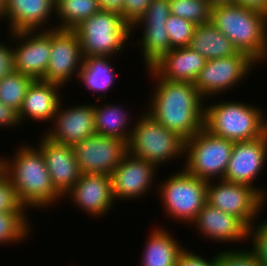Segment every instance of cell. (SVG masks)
Instances as JSON below:
<instances>
[{"mask_svg": "<svg viewBox=\"0 0 267 266\" xmlns=\"http://www.w3.org/2000/svg\"><path fill=\"white\" fill-rule=\"evenodd\" d=\"M170 14L169 0H152L145 14L132 26V31L139 26H142V28L166 26Z\"/></svg>", "mask_w": 267, "mask_h": 266, "instance_id": "obj_33", "label": "cell"}, {"mask_svg": "<svg viewBox=\"0 0 267 266\" xmlns=\"http://www.w3.org/2000/svg\"><path fill=\"white\" fill-rule=\"evenodd\" d=\"M236 3L244 7L260 10L267 14V0H236Z\"/></svg>", "mask_w": 267, "mask_h": 266, "instance_id": "obj_42", "label": "cell"}, {"mask_svg": "<svg viewBox=\"0 0 267 266\" xmlns=\"http://www.w3.org/2000/svg\"><path fill=\"white\" fill-rule=\"evenodd\" d=\"M256 65L259 64L243 52L230 57L207 60L195 80L194 86L208 100L213 95L216 97V95L227 90L231 91L236 85L243 83L247 79L248 73H251Z\"/></svg>", "mask_w": 267, "mask_h": 266, "instance_id": "obj_10", "label": "cell"}, {"mask_svg": "<svg viewBox=\"0 0 267 266\" xmlns=\"http://www.w3.org/2000/svg\"><path fill=\"white\" fill-rule=\"evenodd\" d=\"M109 59L111 57H84L82 68L77 78L86 89L88 88L98 96L97 101L103 100L105 93L110 91V88L115 83V77L118 76ZM101 92L104 94L100 95Z\"/></svg>", "mask_w": 267, "mask_h": 266, "instance_id": "obj_25", "label": "cell"}, {"mask_svg": "<svg viewBox=\"0 0 267 266\" xmlns=\"http://www.w3.org/2000/svg\"><path fill=\"white\" fill-rule=\"evenodd\" d=\"M205 238L219 243H233L249 240V228L236 216L225 213L207 202L191 224ZM242 241V242H241Z\"/></svg>", "mask_w": 267, "mask_h": 266, "instance_id": "obj_19", "label": "cell"}, {"mask_svg": "<svg viewBox=\"0 0 267 266\" xmlns=\"http://www.w3.org/2000/svg\"><path fill=\"white\" fill-rule=\"evenodd\" d=\"M28 212L0 213V245L21 243L33 231L30 229Z\"/></svg>", "mask_w": 267, "mask_h": 266, "instance_id": "obj_30", "label": "cell"}, {"mask_svg": "<svg viewBox=\"0 0 267 266\" xmlns=\"http://www.w3.org/2000/svg\"><path fill=\"white\" fill-rule=\"evenodd\" d=\"M61 86L43 80H34L28 87L22 108L18 113L23 124L27 119L35 122L53 121L57 108L62 101ZM26 118V119H25ZM24 120V121H23Z\"/></svg>", "mask_w": 267, "mask_h": 266, "instance_id": "obj_21", "label": "cell"}, {"mask_svg": "<svg viewBox=\"0 0 267 266\" xmlns=\"http://www.w3.org/2000/svg\"><path fill=\"white\" fill-rule=\"evenodd\" d=\"M40 137L37 148L43 155L54 189L64 197L82 175L74 148L53 142L43 134Z\"/></svg>", "mask_w": 267, "mask_h": 266, "instance_id": "obj_18", "label": "cell"}, {"mask_svg": "<svg viewBox=\"0 0 267 266\" xmlns=\"http://www.w3.org/2000/svg\"><path fill=\"white\" fill-rule=\"evenodd\" d=\"M84 57H116L132 36V27L121 14L100 10L73 29Z\"/></svg>", "mask_w": 267, "mask_h": 266, "instance_id": "obj_5", "label": "cell"}, {"mask_svg": "<svg viewBox=\"0 0 267 266\" xmlns=\"http://www.w3.org/2000/svg\"><path fill=\"white\" fill-rule=\"evenodd\" d=\"M172 15L184 18L195 25L211 22L213 6L209 0H169Z\"/></svg>", "mask_w": 267, "mask_h": 266, "instance_id": "obj_31", "label": "cell"}, {"mask_svg": "<svg viewBox=\"0 0 267 266\" xmlns=\"http://www.w3.org/2000/svg\"><path fill=\"white\" fill-rule=\"evenodd\" d=\"M98 0H61L56 5V16L61 24L58 29L73 30L82 21L100 11Z\"/></svg>", "mask_w": 267, "mask_h": 266, "instance_id": "obj_27", "label": "cell"}, {"mask_svg": "<svg viewBox=\"0 0 267 266\" xmlns=\"http://www.w3.org/2000/svg\"><path fill=\"white\" fill-rule=\"evenodd\" d=\"M6 16V8H5V0H0V21H5Z\"/></svg>", "mask_w": 267, "mask_h": 266, "instance_id": "obj_44", "label": "cell"}, {"mask_svg": "<svg viewBox=\"0 0 267 266\" xmlns=\"http://www.w3.org/2000/svg\"><path fill=\"white\" fill-rule=\"evenodd\" d=\"M156 171L153 163L127 153L111 174L114 199L134 201L145 196L154 186Z\"/></svg>", "mask_w": 267, "mask_h": 266, "instance_id": "obj_16", "label": "cell"}, {"mask_svg": "<svg viewBox=\"0 0 267 266\" xmlns=\"http://www.w3.org/2000/svg\"><path fill=\"white\" fill-rule=\"evenodd\" d=\"M234 142L211 134L204 127L185 141L184 169L199 179H224ZM216 178V179H215Z\"/></svg>", "mask_w": 267, "mask_h": 266, "instance_id": "obj_8", "label": "cell"}, {"mask_svg": "<svg viewBox=\"0 0 267 266\" xmlns=\"http://www.w3.org/2000/svg\"><path fill=\"white\" fill-rule=\"evenodd\" d=\"M152 0H125L120 13L123 20L131 27L145 14Z\"/></svg>", "mask_w": 267, "mask_h": 266, "instance_id": "obj_37", "label": "cell"}, {"mask_svg": "<svg viewBox=\"0 0 267 266\" xmlns=\"http://www.w3.org/2000/svg\"><path fill=\"white\" fill-rule=\"evenodd\" d=\"M264 115L256 105L240 100H219L205 106L204 128L232 142L252 140L267 132V117Z\"/></svg>", "mask_w": 267, "mask_h": 266, "instance_id": "obj_4", "label": "cell"}, {"mask_svg": "<svg viewBox=\"0 0 267 266\" xmlns=\"http://www.w3.org/2000/svg\"><path fill=\"white\" fill-rule=\"evenodd\" d=\"M5 172L0 168V213L26 212Z\"/></svg>", "mask_w": 267, "mask_h": 266, "instance_id": "obj_35", "label": "cell"}, {"mask_svg": "<svg viewBox=\"0 0 267 266\" xmlns=\"http://www.w3.org/2000/svg\"><path fill=\"white\" fill-rule=\"evenodd\" d=\"M258 221L249 228V237L252 247H249L259 262L267 266V219Z\"/></svg>", "mask_w": 267, "mask_h": 266, "instance_id": "obj_36", "label": "cell"}, {"mask_svg": "<svg viewBox=\"0 0 267 266\" xmlns=\"http://www.w3.org/2000/svg\"><path fill=\"white\" fill-rule=\"evenodd\" d=\"M143 35L140 36L139 46L144 57L145 68H151L164 55L171 50V42L166 30L163 27H144ZM142 47V48H141Z\"/></svg>", "mask_w": 267, "mask_h": 266, "instance_id": "obj_28", "label": "cell"}, {"mask_svg": "<svg viewBox=\"0 0 267 266\" xmlns=\"http://www.w3.org/2000/svg\"><path fill=\"white\" fill-rule=\"evenodd\" d=\"M149 231L151 234L141 254L140 266H175L179 254L184 250L181 243L161 225Z\"/></svg>", "mask_w": 267, "mask_h": 266, "instance_id": "obj_23", "label": "cell"}, {"mask_svg": "<svg viewBox=\"0 0 267 266\" xmlns=\"http://www.w3.org/2000/svg\"><path fill=\"white\" fill-rule=\"evenodd\" d=\"M73 148L82 174L111 176L128 153L126 141L98 134L76 143Z\"/></svg>", "mask_w": 267, "mask_h": 266, "instance_id": "obj_12", "label": "cell"}, {"mask_svg": "<svg viewBox=\"0 0 267 266\" xmlns=\"http://www.w3.org/2000/svg\"><path fill=\"white\" fill-rule=\"evenodd\" d=\"M206 202L221 211L239 218L248 228L265 208V199L255 188L249 185L219 179L207 182Z\"/></svg>", "mask_w": 267, "mask_h": 266, "instance_id": "obj_9", "label": "cell"}, {"mask_svg": "<svg viewBox=\"0 0 267 266\" xmlns=\"http://www.w3.org/2000/svg\"><path fill=\"white\" fill-rule=\"evenodd\" d=\"M21 126L19 121L18 112L13 108L6 106L4 103L0 102V127L11 128V127Z\"/></svg>", "mask_w": 267, "mask_h": 266, "instance_id": "obj_40", "label": "cell"}, {"mask_svg": "<svg viewBox=\"0 0 267 266\" xmlns=\"http://www.w3.org/2000/svg\"><path fill=\"white\" fill-rule=\"evenodd\" d=\"M212 24L237 48L258 64L267 58V14L240 4L212 8ZM265 60V61H264Z\"/></svg>", "mask_w": 267, "mask_h": 266, "instance_id": "obj_3", "label": "cell"}, {"mask_svg": "<svg viewBox=\"0 0 267 266\" xmlns=\"http://www.w3.org/2000/svg\"><path fill=\"white\" fill-rule=\"evenodd\" d=\"M34 79L28 75L13 71L0 80V102L19 113L28 87Z\"/></svg>", "mask_w": 267, "mask_h": 266, "instance_id": "obj_29", "label": "cell"}, {"mask_svg": "<svg viewBox=\"0 0 267 266\" xmlns=\"http://www.w3.org/2000/svg\"><path fill=\"white\" fill-rule=\"evenodd\" d=\"M160 181L156 193L160 196L166 217L192 224L207 199V181L188 173L184 168ZM158 190V191H157Z\"/></svg>", "mask_w": 267, "mask_h": 266, "instance_id": "obj_7", "label": "cell"}, {"mask_svg": "<svg viewBox=\"0 0 267 266\" xmlns=\"http://www.w3.org/2000/svg\"><path fill=\"white\" fill-rule=\"evenodd\" d=\"M99 105V103L94 105L96 134L115 137L128 143L133 130V126L130 123L134 121L130 118L133 117L129 115L122 105H110L109 103Z\"/></svg>", "mask_w": 267, "mask_h": 266, "instance_id": "obj_26", "label": "cell"}, {"mask_svg": "<svg viewBox=\"0 0 267 266\" xmlns=\"http://www.w3.org/2000/svg\"><path fill=\"white\" fill-rule=\"evenodd\" d=\"M14 154L13 159L0 156V168L26 210L48 208L62 200L63 197L53 187L45 160L37 147L24 143Z\"/></svg>", "mask_w": 267, "mask_h": 266, "instance_id": "obj_2", "label": "cell"}, {"mask_svg": "<svg viewBox=\"0 0 267 266\" xmlns=\"http://www.w3.org/2000/svg\"><path fill=\"white\" fill-rule=\"evenodd\" d=\"M266 160L267 132L259 138L234 142L224 180L249 185L266 199L267 191L254 183L260 177L258 175L264 169Z\"/></svg>", "mask_w": 267, "mask_h": 266, "instance_id": "obj_14", "label": "cell"}, {"mask_svg": "<svg viewBox=\"0 0 267 266\" xmlns=\"http://www.w3.org/2000/svg\"><path fill=\"white\" fill-rule=\"evenodd\" d=\"M55 5H57L61 0H53Z\"/></svg>", "mask_w": 267, "mask_h": 266, "instance_id": "obj_45", "label": "cell"}, {"mask_svg": "<svg viewBox=\"0 0 267 266\" xmlns=\"http://www.w3.org/2000/svg\"><path fill=\"white\" fill-rule=\"evenodd\" d=\"M9 33L13 40H18L15 48L12 47L14 71L42 80L49 65L51 29Z\"/></svg>", "mask_w": 267, "mask_h": 266, "instance_id": "obj_13", "label": "cell"}, {"mask_svg": "<svg viewBox=\"0 0 267 266\" xmlns=\"http://www.w3.org/2000/svg\"><path fill=\"white\" fill-rule=\"evenodd\" d=\"M51 29V52L49 65L45 77L46 82L66 87L76 75L79 76L83 64L80 41L74 30L58 29L49 26ZM77 72V73H76Z\"/></svg>", "mask_w": 267, "mask_h": 266, "instance_id": "obj_11", "label": "cell"}, {"mask_svg": "<svg viewBox=\"0 0 267 266\" xmlns=\"http://www.w3.org/2000/svg\"><path fill=\"white\" fill-rule=\"evenodd\" d=\"M189 47L206 60L230 57L239 53L234 44L212 22L195 27Z\"/></svg>", "mask_w": 267, "mask_h": 266, "instance_id": "obj_24", "label": "cell"}, {"mask_svg": "<svg viewBox=\"0 0 267 266\" xmlns=\"http://www.w3.org/2000/svg\"><path fill=\"white\" fill-rule=\"evenodd\" d=\"M60 102L53 117L52 126L43 135L49 140L68 146L96 134L94 104H82L62 108Z\"/></svg>", "mask_w": 267, "mask_h": 266, "instance_id": "obj_15", "label": "cell"}, {"mask_svg": "<svg viewBox=\"0 0 267 266\" xmlns=\"http://www.w3.org/2000/svg\"><path fill=\"white\" fill-rule=\"evenodd\" d=\"M67 196L81 211L95 218L105 216L115 202L111 176L106 174H82L63 198Z\"/></svg>", "mask_w": 267, "mask_h": 266, "instance_id": "obj_17", "label": "cell"}, {"mask_svg": "<svg viewBox=\"0 0 267 266\" xmlns=\"http://www.w3.org/2000/svg\"><path fill=\"white\" fill-rule=\"evenodd\" d=\"M196 26L184 18L170 14L166 22V30L171 42V49L189 47Z\"/></svg>", "mask_w": 267, "mask_h": 266, "instance_id": "obj_32", "label": "cell"}, {"mask_svg": "<svg viewBox=\"0 0 267 266\" xmlns=\"http://www.w3.org/2000/svg\"><path fill=\"white\" fill-rule=\"evenodd\" d=\"M0 41V80L14 71L13 49Z\"/></svg>", "mask_w": 267, "mask_h": 266, "instance_id": "obj_39", "label": "cell"}, {"mask_svg": "<svg viewBox=\"0 0 267 266\" xmlns=\"http://www.w3.org/2000/svg\"><path fill=\"white\" fill-rule=\"evenodd\" d=\"M5 8V21L9 23L7 33L47 30L50 18L53 13L56 14V5L53 0H5Z\"/></svg>", "mask_w": 267, "mask_h": 266, "instance_id": "obj_20", "label": "cell"}, {"mask_svg": "<svg viewBox=\"0 0 267 266\" xmlns=\"http://www.w3.org/2000/svg\"><path fill=\"white\" fill-rule=\"evenodd\" d=\"M155 86L152 98L145 109L155 120L185 141L204 127L206 99L194 83L173 82L160 77L147 68ZM156 81V82H155Z\"/></svg>", "mask_w": 267, "mask_h": 266, "instance_id": "obj_1", "label": "cell"}, {"mask_svg": "<svg viewBox=\"0 0 267 266\" xmlns=\"http://www.w3.org/2000/svg\"><path fill=\"white\" fill-rule=\"evenodd\" d=\"M249 249V250H248ZM248 249H224L216 254V266H264L256 258L254 252Z\"/></svg>", "mask_w": 267, "mask_h": 266, "instance_id": "obj_34", "label": "cell"}, {"mask_svg": "<svg viewBox=\"0 0 267 266\" xmlns=\"http://www.w3.org/2000/svg\"><path fill=\"white\" fill-rule=\"evenodd\" d=\"M138 118L136 117L127 143L128 153L153 163L156 167L181 156L185 158L183 138L168 130L145 110Z\"/></svg>", "mask_w": 267, "mask_h": 266, "instance_id": "obj_6", "label": "cell"}, {"mask_svg": "<svg viewBox=\"0 0 267 266\" xmlns=\"http://www.w3.org/2000/svg\"><path fill=\"white\" fill-rule=\"evenodd\" d=\"M125 0H98L99 7L104 11L121 13Z\"/></svg>", "mask_w": 267, "mask_h": 266, "instance_id": "obj_41", "label": "cell"}, {"mask_svg": "<svg viewBox=\"0 0 267 266\" xmlns=\"http://www.w3.org/2000/svg\"><path fill=\"white\" fill-rule=\"evenodd\" d=\"M175 266H216V255L210 260L204 258L193 251H188L186 247L179 254Z\"/></svg>", "mask_w": 267, "mask_h": 266, "instance_id": "obj_38", "label": "cell"}, {"mask_svg": "<svg viewBox=\"0 0 267 266\" xmlns=\"http://www.w3.org/2000/svg\"><path fill=\"white\" fill-rule=\"evenodd\" d=\"M206 61L190 47H180L171 49L151 68L166 80L194 83Z\"/></svg>", "mask_w": 267, "mask_h": 266, "instance_id": "obj_22", "label": "cell"}, {"mask_svg": "<svg viewBox=\"0 0 267 266\" xmlns=\"http://www.w3.org/2000/svg\"><path fill=\"white\" fill-rule=\"evenodd\" d=\"M212 6L225 5V4H236V0H209Z\"/></svg>", "mask_w": 267, "mask_h": 266, "instance_id": "obj_43", "label": "cell"}]
</instances>
